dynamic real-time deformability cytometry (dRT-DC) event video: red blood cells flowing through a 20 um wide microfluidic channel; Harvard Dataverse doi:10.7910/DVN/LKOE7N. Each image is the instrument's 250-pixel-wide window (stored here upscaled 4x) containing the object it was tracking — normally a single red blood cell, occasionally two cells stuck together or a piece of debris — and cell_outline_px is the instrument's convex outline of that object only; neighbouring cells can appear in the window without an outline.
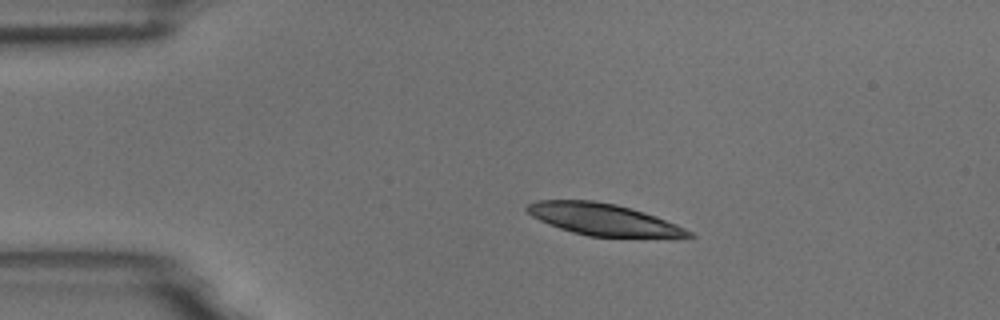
{"species": "common noctule bat (a hibernating species)", "species_latin": "Nyctalus noctula", "temperature_condition": "room temperature", "stored_images_in_passage": 8, "camera_frame_rate_fps": 3000, "um_per_image_px": 0.085, "animal": {"sex": "male", "body_mass_g": 18.8}, "frame": {"image": 1, "passage_image": 2, "time_ms": 1.333, "image_size_px": [1000, 320], "cell_outline_px": [[696, 236], [588, 236], [572, 232], [548, 224], [532, 216], [524, 208], [528, 204], [536, 200], [592, 200], [616, 204], [632, 208], [656, 216], [676, 224], [692, 232]], "centroid_in_image_um": [51.21, 18.62], "position_along_channel_um": 33.8, "area_um2": 29.36}}